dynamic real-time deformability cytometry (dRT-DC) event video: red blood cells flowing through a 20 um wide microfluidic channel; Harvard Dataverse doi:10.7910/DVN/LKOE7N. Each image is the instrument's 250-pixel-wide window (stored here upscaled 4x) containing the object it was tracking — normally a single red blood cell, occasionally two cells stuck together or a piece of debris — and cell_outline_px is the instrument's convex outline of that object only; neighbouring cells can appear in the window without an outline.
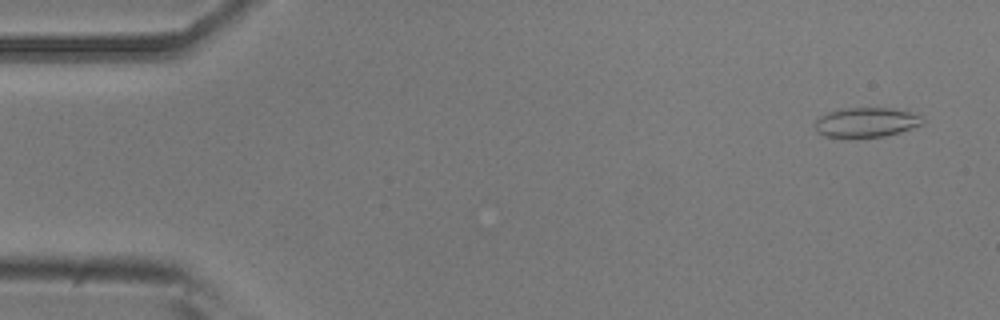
{"species": "common noctule bat (a hibernating species)", "species_latin": "Nyctalus noctula", "temperature_condition": "room temperature", "stored_images_in_passage": 52, "camera_frame_rate_fps": 3000, "um_per_image_px": 0.085, "animal": {"sex": "male", "body_mass_g": 20.5, "forearm_length_mm": 52.5}, "frame": {"image": 1, "passage_image": 3, "time_ms": 0.667, "image_size_px": [1000, 320], "cell_outline_px": [[924, 124], [900, 132], [884, 136], [824, 136], [816, 132], [816, 120], [820, 116], [828, 112], [840, 108], [892, 108], [912, 112], [924, 116]], "centroid_in_image_um": [73.68, 10.37], "position_along_channel_um": 11.3, "area_um2": 18.5}}
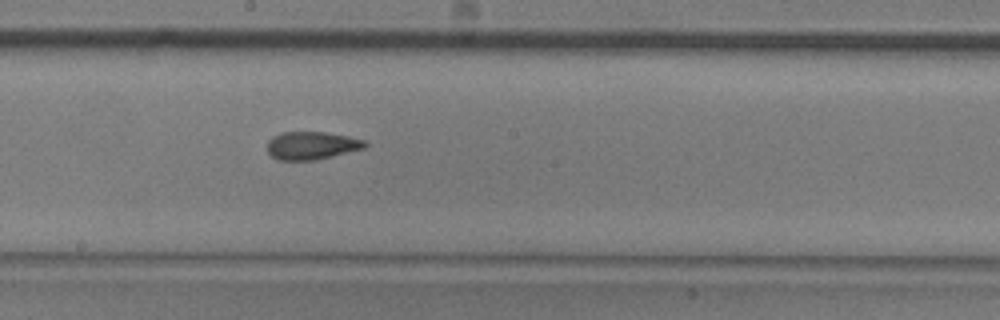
{"frame": {"image": 2, "passage_image": 28, "time_ms": 9.0, "image_size_px": [1000, 320], "cell_outline_px": [[368, 144], [364, 148], [316, 160], [280, 160], [272, 156], [268, 152], [268, 140], [272, 136], [280, 132], [324, 132], [348, 136], [364, 140]], "centroid_in_image_um": [26.47, 12.36], "position_along_channel_um": 221.7, "area_um2": 15.84}}
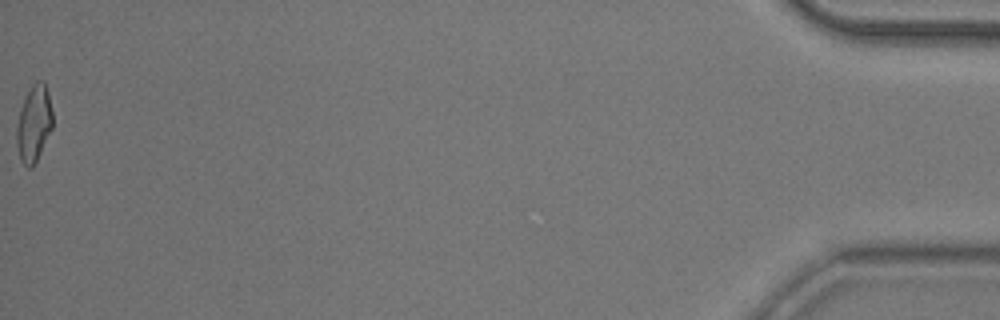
{"frame": {"image": 3, "passage_image": 52, "time_ms": 17.0, "image_size_px": [1000, 320], "cell_outline_px": [[52, 128], [32, 168], [28, 168], [20, 160], [16, 144], [16, 128], [20, 108], [32, 84], [36, 80], [44, 80], [48, 92], [52, 112]], "centroid_in_image_um": [2.87, 10.49], "position_along_channel_um": 432.3, "area_um2": 15.95}, "authors_computed_cell_mechanics": {"area_um2": 16.2129, "velocity_mm_per_s": 3.9097, "shape_relaxation_time_tau1_ms": null, "shape_relaxation_time_tau2_ms": 2.8912, "deformation_change_tau1": null, "deformation_change_tau2": 0.1081}}